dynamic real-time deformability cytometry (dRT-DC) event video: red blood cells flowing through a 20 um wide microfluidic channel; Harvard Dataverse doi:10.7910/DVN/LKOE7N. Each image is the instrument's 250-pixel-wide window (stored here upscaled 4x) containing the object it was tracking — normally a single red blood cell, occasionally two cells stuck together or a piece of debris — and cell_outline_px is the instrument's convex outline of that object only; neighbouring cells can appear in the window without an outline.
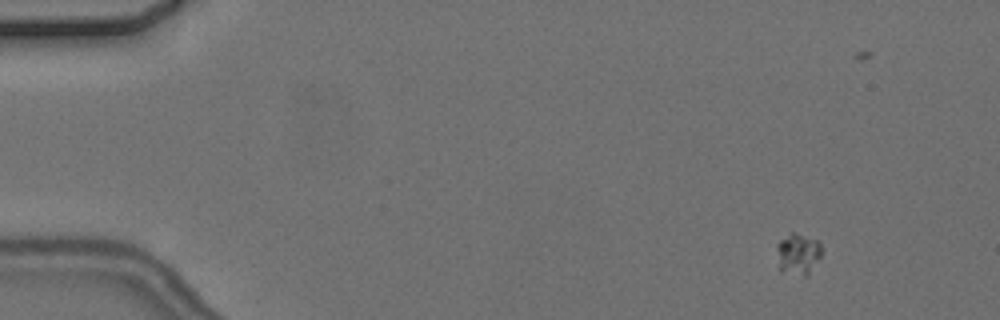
{"species": "common noctule bat (a hibernating species)", "species_latin": "Nyctalus noctula", "temperature_condition": "cold", "stored_images_in_passage": 7, "camera_frame_rate_fps": 3000, "um_per_image_px": 0.085, "animal": {"sex": "female", "body_mass_g": 24.6, "forearm_length_mm": 56.2}, "frame": {"image": 1, "passage_image": 2, "time_ms": 1.333, "image_size_px": [1000, 320], "cell_outline_px": [[820, 256], [808, 276], [804, 276], [780, 272], [776, 248], [776, 244], [780, 240], [792, 232], [816, 240], [820, 244]], "centroid_in_image_um": [67.79, 21.62], "position_along_channel_um": 17.2, "area_um2": 10.69}}
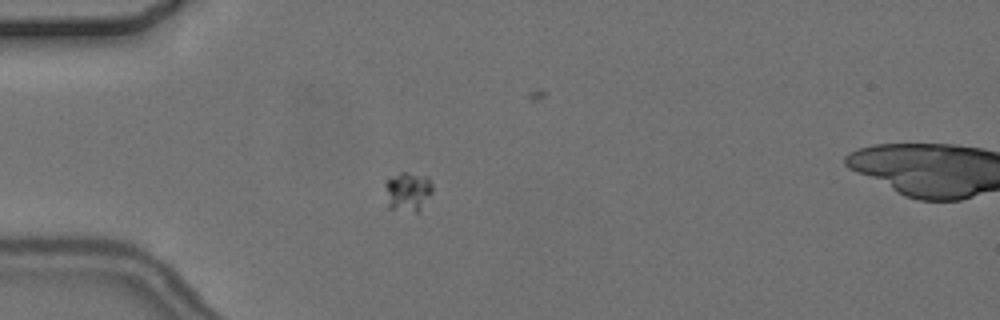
{"frame": {"image": 2, "passage_image": 5, "time_ms": 5.0, "image_size_px": [1000, 320], "cell_outline_px": [[432, 192], [420, 208], [416, 212], [388, 208], [384, 184], [388, 180], [400, 172], [408, 172], [424, 176], [432, 184]], "centroid_in_image_um": [34.63, 16.28], "position_along_channel_um": 50.4, "area_um2": 10.58}}